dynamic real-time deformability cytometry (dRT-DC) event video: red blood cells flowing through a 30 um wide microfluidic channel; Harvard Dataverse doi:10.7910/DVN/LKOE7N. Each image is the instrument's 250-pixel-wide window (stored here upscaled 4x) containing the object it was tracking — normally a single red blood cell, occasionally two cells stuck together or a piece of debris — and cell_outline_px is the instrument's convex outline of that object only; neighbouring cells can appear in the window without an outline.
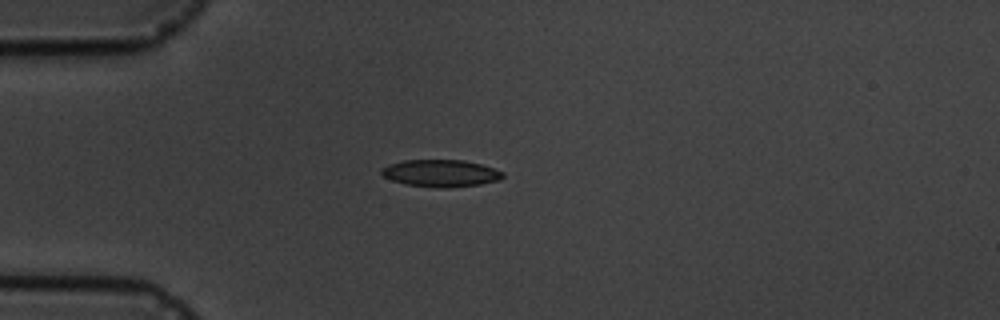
{"species": "common noctule bat (a hibernating species)", "species_latin": "Nyctalus noctula", "temperature_condition": "cold", "stored_images_in_passage": 16, "camera_frame_rate_fps": 3000, "um_per_image_px": 0.085, "animal": {"sex": "male", "body_mass_g": 19.5, "forearm_length_mm": 54.6}, "frame": {"image": 1, "passage_image": 4, "time_ms": 3.333, "image_size_px": [1000, 320], "cell_outline_px": [[504, 176], [500, 180], [480, 184], [448, 188], [440, 188], [408, 184], [392, 180], [384, 176], [380, 172], [380, 168], [388, 164], [404, 160], [464, 160], [480, 164], [504, 172]], "centroid_in_image_um": [37.46, 14.72], "position_along_channel_um": 47.5, "area_um2": 19.13}}
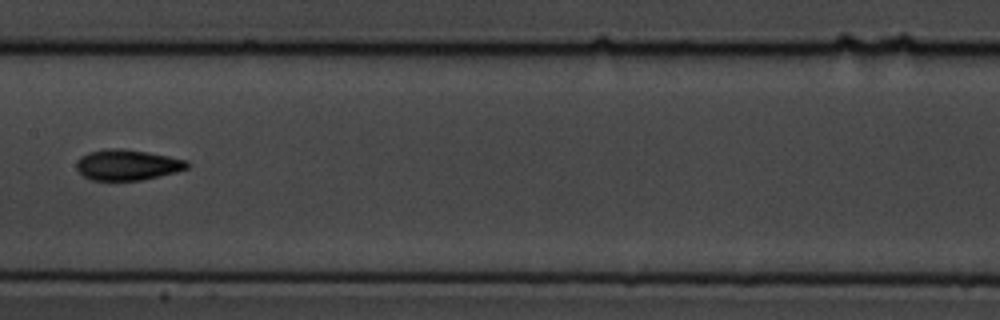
{"frame": {"image": 2, "passage_image": 8, "time_ms": 8.0, "image_size_px": [1000, 320], "cell_outline_px": [[192, 164], [188, 168], [176, 172], [140, 180], [92, 180], [84, 176], [76, 168], [76, 164], [80, 156], [88, 152], [108, 148], [120, 148], [148, 152], [188, 160]], "centroid_in_image_um": [10.84, 14.0], "position_along_channel_um": 196.6, "area_um2": 19.83}}
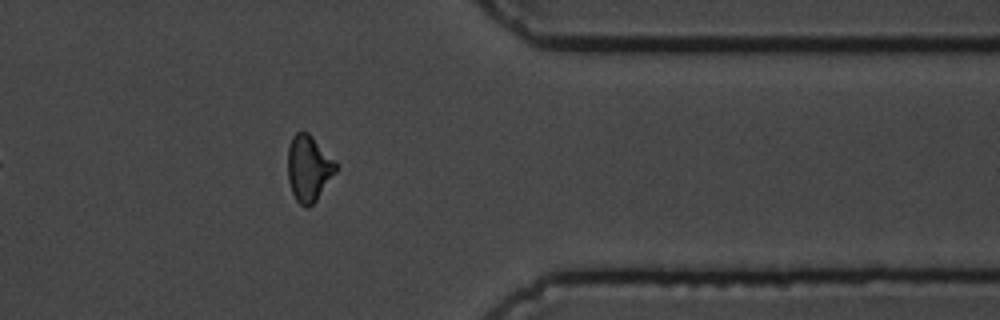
{"frame": {"image": 3, "passage_image": 13, "time_ms": 13.667, "image_size_px": [1000, 320], "cell_outline_px": [[340, 168], [316, 200], [308, 208], [304, 208], [296, 200], [292, 192], [288, 180], [288, 148], [292, 136], [296, 132], [308, 132], [340, 164]], "centroid_in_image_um": [26.28, 14.3], "position_along_channel_um": 385.1, "area_um2": 18.9}, "authors_computed_cell_mechanics": {"area_um2": 18.7272, "velocity_mm_per_s": 3.5398, "shape_relaxation_time_tau1_ms": 2.8848, "shape_relaxation_time_tau2_ms": 2.1538, "deformation_change_tau1": 0.0947, "deformation_change_tau2": 0.0639}}